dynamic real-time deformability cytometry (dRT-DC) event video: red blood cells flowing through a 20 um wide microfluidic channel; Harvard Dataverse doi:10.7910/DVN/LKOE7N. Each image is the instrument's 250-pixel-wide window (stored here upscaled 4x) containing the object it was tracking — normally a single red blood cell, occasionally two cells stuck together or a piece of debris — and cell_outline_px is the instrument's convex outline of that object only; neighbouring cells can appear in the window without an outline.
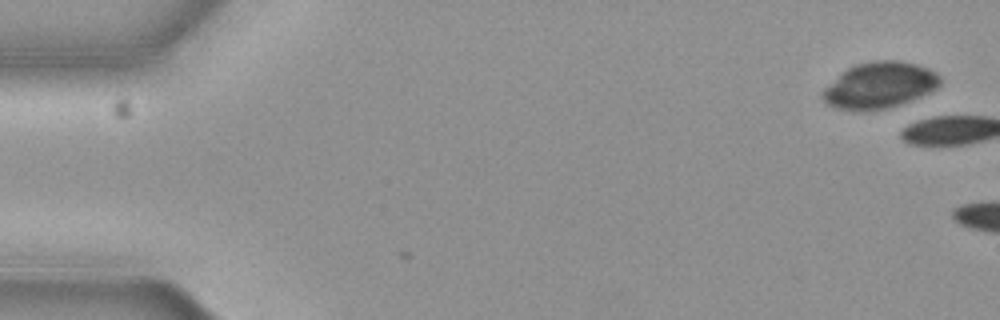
{"species": "common noctule bat (a hibernating species)", "species_latin": "Nyctalus noctula", "temperature_condition": "cold", "stored_images_in_passage": 2, "camera_frame_rate_fps": 3000, "um_per_image_px": 0.085, "animal": {"sex": "female", "body_mass_g": 19.3, "forearm_length_mm": 54.1}, "frame": {"image": 1, "passage_image": 2, "time_ms": 0.333, "image_size_px": [1000, 320], "cell_outline_px": [[940, 84], [936, 88], [920, 96], [900, 104], [888, 108], [860, 112], [836, 108], [828, 104], [824, 100], [824, 88], [848, 68], [856, 64], [872, 60], [900, 60], [916, 64], [928, 68], [936, 72], [940, 76]], "centroid_in_image_um": [74.77, 7.25], "position_along_channel_um": 10.2, "area_um2": 31.44}}